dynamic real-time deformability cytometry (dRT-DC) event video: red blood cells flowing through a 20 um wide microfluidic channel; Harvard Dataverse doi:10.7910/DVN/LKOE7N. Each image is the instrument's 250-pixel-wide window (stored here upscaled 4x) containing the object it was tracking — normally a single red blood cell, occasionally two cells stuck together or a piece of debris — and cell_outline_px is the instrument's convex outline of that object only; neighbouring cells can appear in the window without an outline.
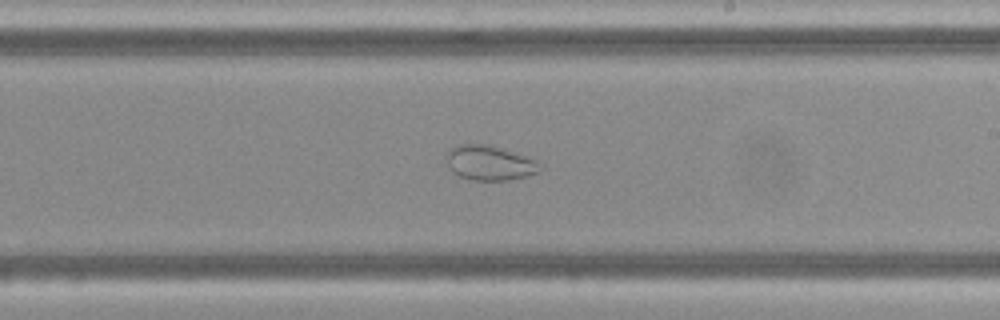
{"species": "Egyptian fruit bat (a non-hibernating species)", "species_latin": "Rousettus aegyptiacus", "temperature_condition": "cold", "stored_images_in_passage": 52, "camera_frame_rate_fps": 3000, "um_per_image_px": 0.085, "frame": {"image": 1, "passage_image": 30, "time_ms": 9.667, "image_size_px": [1000, 320], "cell_outline_px": [[544, 168], [540, 172], [528, 176], [508, 180], [472, 180], [460, 176], [452, 172], [444, 156], [452, 148], [460, 144], [488, 144], [536, 160]], "centroid_in_image_um": [41.63, 13.86], "position_along_channel_um": 247.4, "area_um2": 18.96}, "authors_computed_cell_mechanics": {"area_um2": 28.611, "velocity_mm_per_s": 3.8622, "shape_relaxation_time_tau1_ms": null, "shape_relaxation_time_tau2_ms": 1.4808, "deformation_change_tau1": null, "deformation_change_tau2": 0.0456}}